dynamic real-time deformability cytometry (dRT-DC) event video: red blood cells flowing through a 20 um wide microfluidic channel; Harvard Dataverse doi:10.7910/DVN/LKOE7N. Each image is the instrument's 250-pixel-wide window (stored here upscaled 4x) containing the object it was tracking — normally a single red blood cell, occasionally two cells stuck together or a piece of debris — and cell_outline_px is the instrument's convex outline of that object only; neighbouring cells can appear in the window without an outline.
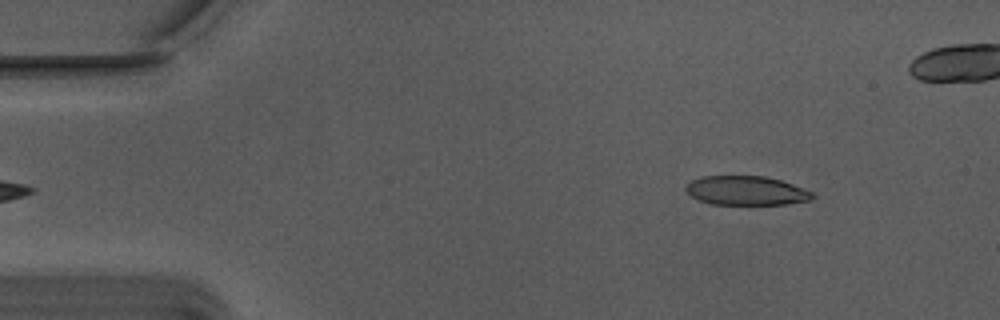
{"species": "Egyptian fruit bat (a non-hibernating species)", "species_latin": "Rousettus aegyptiacus", "temperature_condition": "warm", "stored_images_in_passage": 47, "camera_frame_rate_fps": 3000, "um_per_image_px": 0.085, "animal": {"sex": "male"}, "frame": {"image": 1, "passage_image": 4, "time_ms": 1.0, "image_size_px": [1000, 320], "cell_outline_px": [[816, 196], [808, 200], [784, 204], [712, 204], [700, 200], [692, 196], [684, 188], [692, 180], [700, 176], [764, 176], [780, 180], [792, 184], [812, 192]], "centroid_in_image_um": [63.41, 16.19], "position_along_channel_um": 21.6, "area_um2": 21.21}}
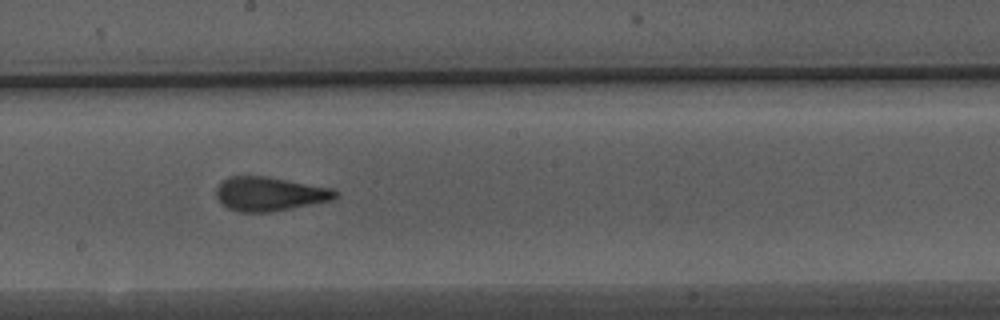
{"frame": {"image": 2, "passage_image": 27, "time_ms": 8.667, "image_size_px": [1000, 320], "cell_outline_px": [[340, 192], [332, 200], [268, 212], [240, 212], [228, 208], [216, 196], [216, 188], [224, 180], [232, 176], [264, 176], [332, 188]], "centroid_in_image_um": [22.92, 16.48], "position_along_channel_um": 225.3, "area_um2": 23.18}}
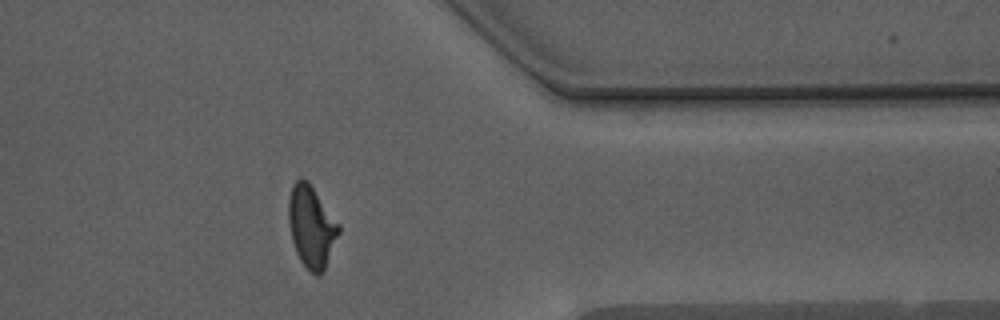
{"frame": {"image": 3, "passage_image": 41, "time_ms": 13.333, "image_size_px": [1000, 320], "cell_outline_px": [[340, 232], [324, 272], [320, 276], [316, 276], [300, 260], [296, 252], [292, 240], [288, 220], [288, 200], [292, 184], [300, 176], [308, 180], [340, 224]], "centroid_in_image_um": [26.48, 19.24], "position_along_channel_um": 384.9, "area_um2": 24.22}, "authors_computed_cell_mechanics": {"area_um2": 23.2356, "velocity_mm_per_s": 3.7559, "shape_relaxation_time_tau1_ms": 5.6315, "shape_relaxation_time_tau2_ms": 1.4023, "deformation_change_tau1": 0.2031, "deformation_change_tau2": 0.1114}}